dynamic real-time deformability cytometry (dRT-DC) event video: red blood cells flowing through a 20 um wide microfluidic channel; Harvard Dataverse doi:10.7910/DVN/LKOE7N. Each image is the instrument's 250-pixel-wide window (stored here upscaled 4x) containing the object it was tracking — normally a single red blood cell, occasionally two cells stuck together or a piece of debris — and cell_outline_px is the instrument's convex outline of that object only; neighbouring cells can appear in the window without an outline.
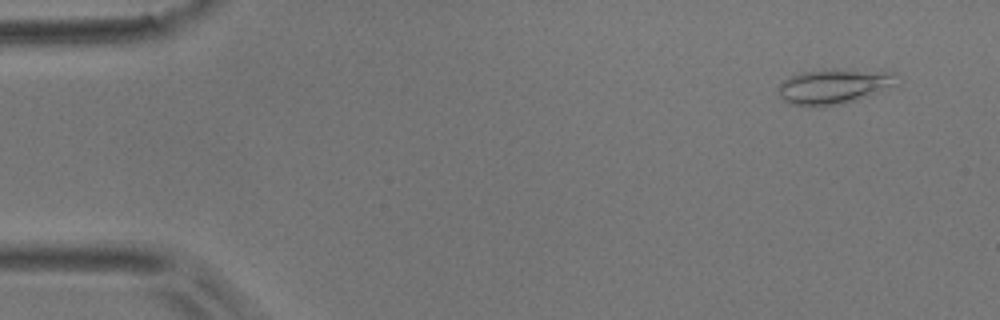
{"species": "common noctule bat (a hibernating species)", "species_latin": "Nyctalus noctula", "temperature_condition": "room temperature", "stored_images_in_passage": 5, "camera_frame_rate_fps": 3000, "um_per_image_px": 0.085, "animal": {"sex": "male", "body_mass_g": 17.9}, "frame": {"image": 1, "passage_image": 2, "time_ms": 1.0, "image_size_px": [1000, 320], "cell_outline_px": [[900, 84], [872, 96], [840, 104], [816, 108], [788, 104], [780, 96], [776, 88], [784, 80], [800, 72], [832, 68], [896, 72]], "centroid_in_image_um": [70.93, 7.35], "position_along_channel_um": 14.1, "area_um2": 25.14}}